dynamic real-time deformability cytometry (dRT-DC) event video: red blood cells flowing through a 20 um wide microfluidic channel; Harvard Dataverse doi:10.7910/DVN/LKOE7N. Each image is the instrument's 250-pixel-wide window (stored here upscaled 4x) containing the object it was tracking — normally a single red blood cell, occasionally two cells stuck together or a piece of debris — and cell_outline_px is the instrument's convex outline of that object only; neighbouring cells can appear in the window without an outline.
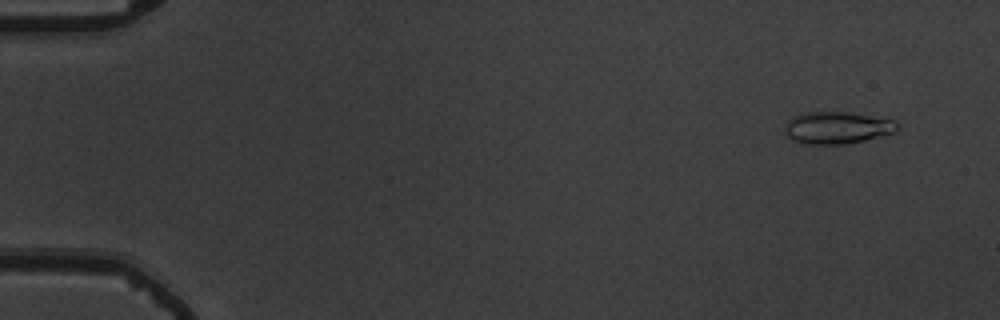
{"species": "common noctule bat (a hibernating species)", "species_latin": "Nyctalus noctula", "temperature_condition": "warm", "stored_images_in_passage": 9, "camera_frame_rate_fps": 3000, "um_per_image_px": 0.085, "animal": {"sex": "male", "body_mass_g": 19.5, "forearm_length_mm": 54.6}, "frame": {"image": 1, "passage_image": 2, "time_ms": 0.333, "image_size_px": [1000, 320], "cell_outline_px": [[900, 124], [896, 132], [864, 140], [844, 144], [808, 144], [792, 140], [784, 132], [784, 128], [788, 120], [804, 112], [848, 112], [892, 120]], "centroid_in_image_um": [71.15, 10.86], "position_along_channel_um": 13.9, "area_um2": 20.87}}